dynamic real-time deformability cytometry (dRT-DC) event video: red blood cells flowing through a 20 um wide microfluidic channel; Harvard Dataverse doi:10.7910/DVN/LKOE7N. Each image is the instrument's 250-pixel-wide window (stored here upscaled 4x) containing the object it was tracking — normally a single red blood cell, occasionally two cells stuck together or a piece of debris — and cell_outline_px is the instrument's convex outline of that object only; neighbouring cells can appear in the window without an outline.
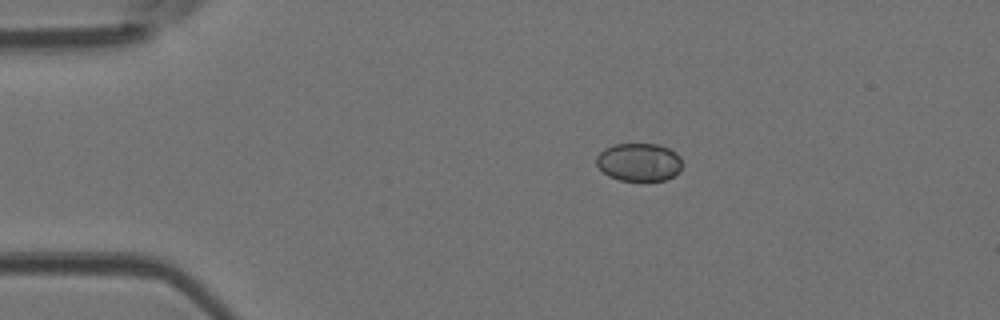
{"species": "Egyptian fruit bat (a non-hibernating species)", "species_latin": "Rousettus aegyptiacus", "temperature_condition": "room temperature", "stored_images_in_passage": 4, "camera_frame_rate_fps": 3000, "um_per_image_px": 0.085, "animal": {"sex": "female"}, "frame": {"image": 1, "passage_image": 1, "time_ms": 0.0, "image_size_px": [1000, 320], "cell_outline_px": [[680, 172], [664, 180], [620, 180], [608, 176], [596, 164], [596, 156], [604, 148], [612, 144], [660, 144], [676, 152], [680, 156]], "centroid_in_image_um": [54.3, 13.76], "position_along_channel_um": 30.7, "area_um2": 19.02}}
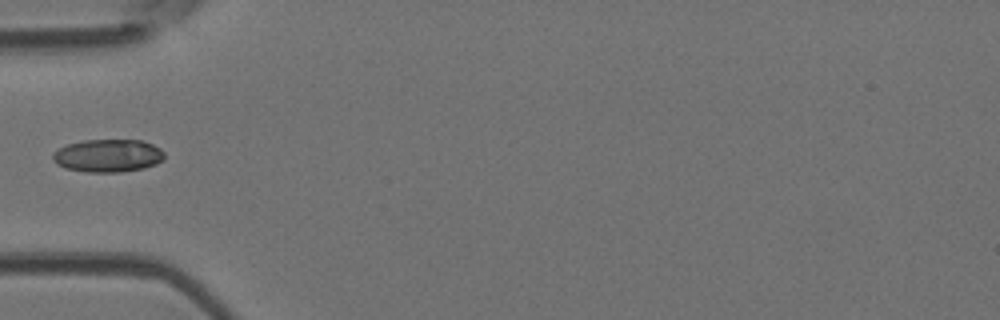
{"frame": {"image": 2, "passage_image": 3, "time_ms": 0.667, "image_size_px": [1000, 320], "cell_outline_px": [[164, 160], [156, 164], [144, 168], [120, 172], [84, 172], [64, 168], [56, 164], [52, 160], [52, 152], [68, 144], [84, 140], [140, 140], [152, 144], [160, 148], [164, 152]], "centroid_in_image_um": [9.16, 13.24], "position_along_channel_um": 75.8, "area_um2": 21.56}}
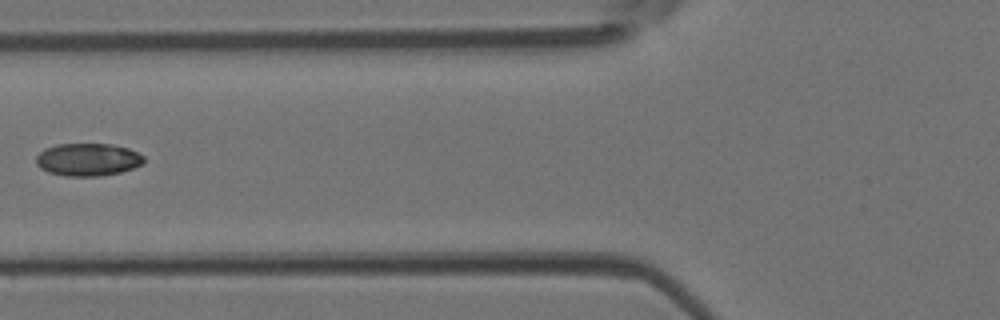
{"frame": {"image": 3, "passage_image": 4, "time_ms": 1.0, "image_size_px": [1000, 320], "cell_outline_px": [[144, 164], [120, 172], [100, 176], [64, 176], [48, 172], [40, 168], [36, 164], [36, 156], [44, 148], [56, 144], [112, 144], [128, 148], [144, 156]], "centroid_in_image_um": [7.45, 13.56], "position_along_channel_um": 118.4, "area_um2": 20.63}}